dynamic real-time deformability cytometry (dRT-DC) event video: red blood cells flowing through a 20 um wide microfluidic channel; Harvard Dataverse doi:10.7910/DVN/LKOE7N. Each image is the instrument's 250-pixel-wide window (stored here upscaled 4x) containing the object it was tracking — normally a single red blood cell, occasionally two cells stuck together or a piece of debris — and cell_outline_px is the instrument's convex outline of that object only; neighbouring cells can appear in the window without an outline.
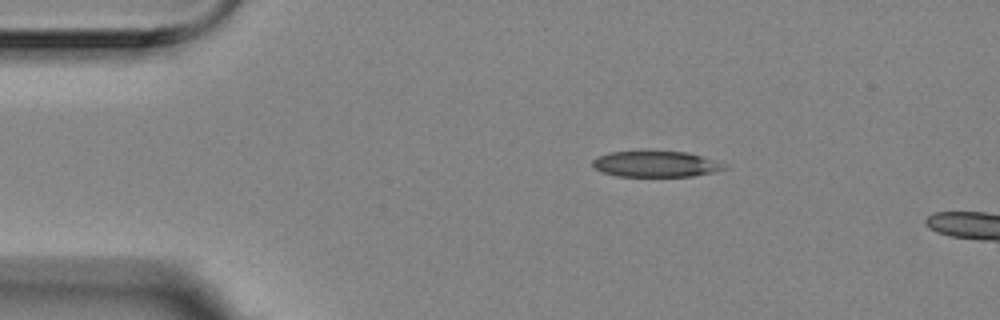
{"species": "Egyptian fruit bat (a non-hibernating species)", "species_latin": "Rousettus aegyptiacus", "temperature_condition": "room temperature", "stored_images_in_passage": 3, "camera_frame_rate_fps": 3000, "um_per_image_px": 0.085, "animal": {"sex": "female"}, "frame": {"image": 1, "passage_image": 1, "time_ms": 0.0, "image_size_px": [1000, 320], "cell_outline_px": [[728, 168], [716, 172], [692, 176], [616, 176], [600, 172], [592, 164], [592, 160], [596, 156], [608, 152], [640, 148], [648, 148], [688, 152], [716, 160], [728, 164]], "centroid_in_image_um": [55.73, 13.88], "position_along_channel_um": 29.3, "area_um2": 21.27}}
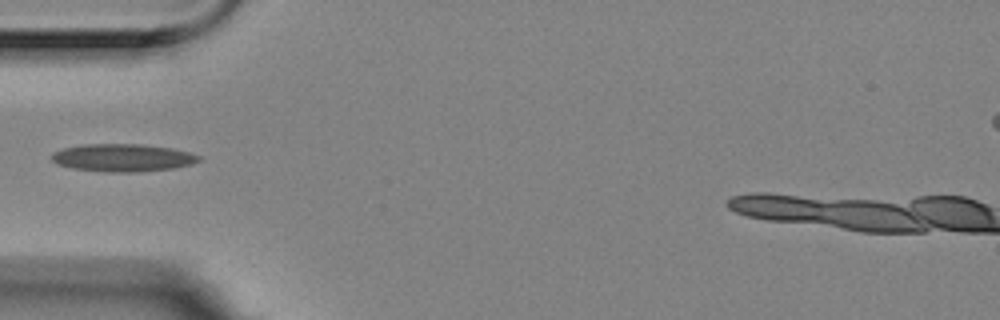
{"frame": {"image": 2, "passage_image": 3, "time_ms": 0.667, "image_size_px": [1000, 320], "cell_outline_px": [[204, 160], [192, 164], [172, 168], [140, 172], [104, 172], [72, 168], [56, 164], [52, 160], [52, 152], [64, 148], [84, 144], [140, 144], [172, 148], [188, 152], [200, 156]], "centroid_in_image_um": [10.44, 13.41], "position_along_channel_um": 74.6, "area_um2": 23.87}}